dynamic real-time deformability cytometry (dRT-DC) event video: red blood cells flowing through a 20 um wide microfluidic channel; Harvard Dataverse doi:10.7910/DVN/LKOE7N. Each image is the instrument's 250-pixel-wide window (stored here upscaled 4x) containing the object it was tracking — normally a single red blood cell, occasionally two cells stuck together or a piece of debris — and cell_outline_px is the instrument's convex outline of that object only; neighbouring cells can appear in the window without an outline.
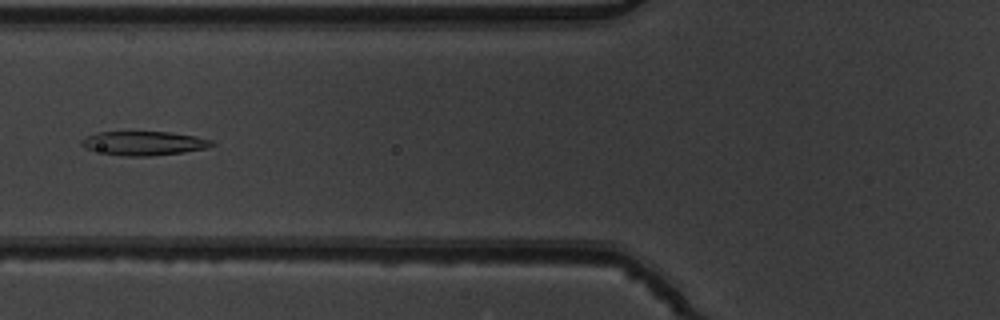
{"species": "common noctule bat (a hibernating species)", "species_latin": "Nyctalus noctula", "temperature_condition": "warm", "stored_images_in_passage": 5, "camera_frame_rate_fps": 3000, "um_per_image_px": 0.085, "animal": {"sex": "male", "body_mass_g": 19.5, "forearm_length_mm": 54.6}, "frame": {"image": 1, "passage_image": 5, "time_ms": 1.333, "image_size_px": [1000, 320], "cell_outline_px": [[216, 144], [208, 148], [184, 152], [148, 156], [124, 156], [84, 148], [80, 144], [80, 140], [96, 132], [168, 132], [196, 136], [212, 140]], "centroid_in_image_um": [12.26, 12.17], "position_along_channel_um": 113.5, "area_um2": 18.15}}